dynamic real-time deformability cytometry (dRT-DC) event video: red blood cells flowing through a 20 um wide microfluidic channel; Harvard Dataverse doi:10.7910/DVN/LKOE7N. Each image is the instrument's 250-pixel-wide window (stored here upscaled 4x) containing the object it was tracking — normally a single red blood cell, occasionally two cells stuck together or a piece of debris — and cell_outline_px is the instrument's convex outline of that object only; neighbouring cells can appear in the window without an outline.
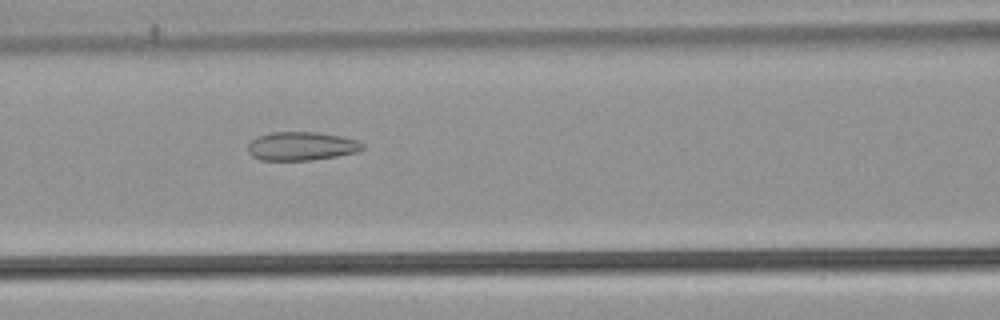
{"species": "common noctule bat (a hibernating species)", "species_latin": "Nyctalus noctula", "temperature_condition": "warm", "stored_images_in_passage": 52, "camera_frame_rate_fps": 3000, "um_per_image_px": 0.085, "animal": {"sex": "male", "body_mass_g": 21.5, "forearm_length_mm": 52.0}, "frame": {"image": 1, "passage_image": 22, "time_ms": 7.0, "image_size_px": [1000, 320], "cell_outline_px": [[364, 148], [356, 152], [336, 156], [312, 160], [260, 160], [252, 156], [248, 152], [248, 144], [256, 136], [272, 132], [316, 132], [340, 136], [356, 140], [364, 144]], "centroid_in_image_um": [25.59, 12.42], "position_along_channel_um": 141.0, "area_um2": 19.07}}
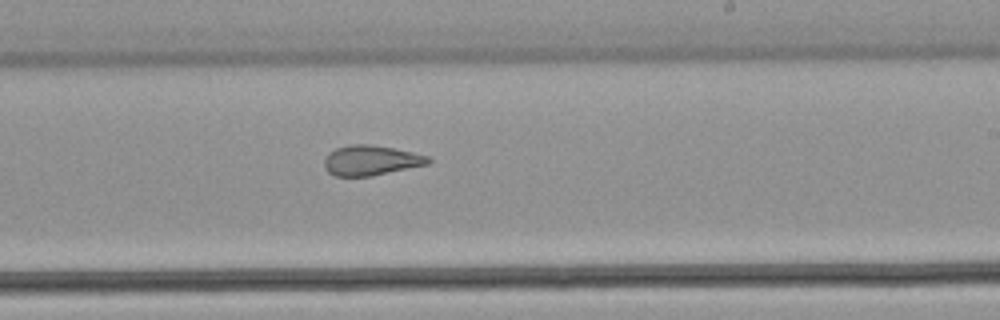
{"frame": {"image": 2, "passage_image": 31, "time_ms": 10.0, "image_size_px": [1000, 320], "cell_outline_px": [[432, 160], [428, 164], [372, 176], [336, 176], [328, 172], [324, 168], [324, 160], [328, 152], [336, 148], [348, 144], [372, 144], [432, 156]], "centroid_in_image_um": [31.53, 13.62], "position_along_channel_um": 257.5, "area_um2": 18.38}}
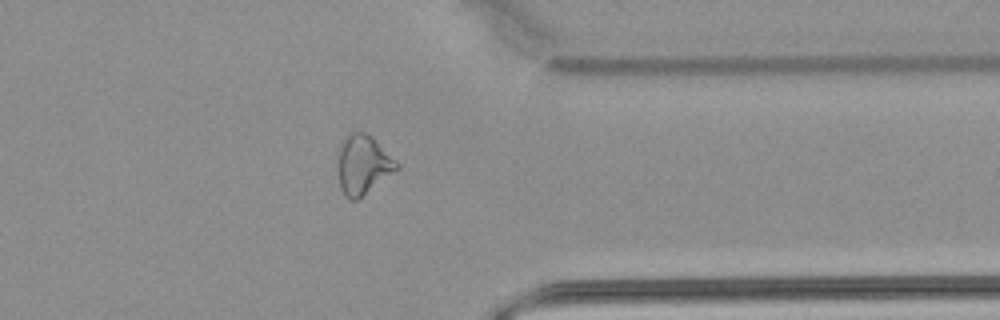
{"frame": {"image": 3, "passage_image": 41, "time_ms": 13.333, "image_size_px": [1000, 320], "cell_outline_px": [[400, 168], [356, 200], [348, 200], [344, 196], [340, 188], [336, 152], [336, 148], [344, 136], [348, 132], [364, 132], [372, 136], [400, 164]], "centroid_in_image_um": [30.81, 13.96], "position_along_channel_um": 380.6, "area_um2": 20.81}, "authors_computed_cell_mechanics": {"area_um2": 22.0796, "velocity_mm_per_s": 3.9004, "shape_relaxation_time_tau1_ms": null, "shape_relaxation_time_tau2_ms": 2.0474, "deformation_change_tau1": null, "deformation_change_tau2": 0.1103}}